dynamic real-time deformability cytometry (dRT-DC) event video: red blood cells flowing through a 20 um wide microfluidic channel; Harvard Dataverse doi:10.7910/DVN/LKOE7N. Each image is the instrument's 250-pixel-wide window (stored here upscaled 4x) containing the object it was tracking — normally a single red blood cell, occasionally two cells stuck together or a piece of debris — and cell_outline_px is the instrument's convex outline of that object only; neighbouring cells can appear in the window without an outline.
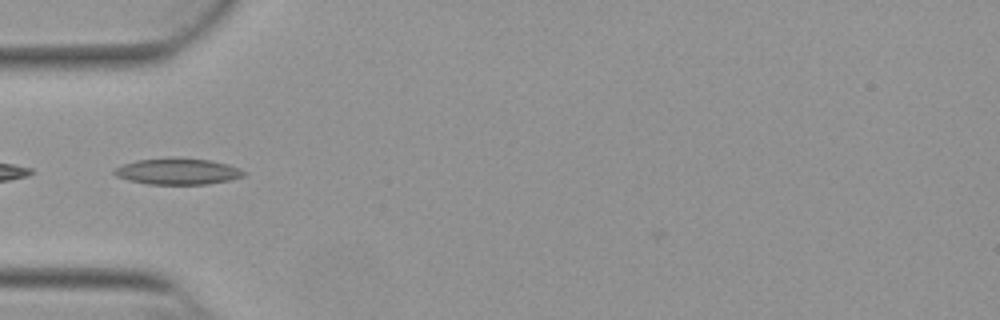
{"species": "Egyptian fruit bat (a non-hibernating species)", "species_latin": "Rousettus aegyptiacus", "temperature_condition": "warm", "stored_images_in_passage": 4, "camera_frame_rate_fps": 3000, "um_per_image_px": 0.085, "animal": {"sex": "female"}, "frame": {"image": 1, "passage_image": 2, "time_ms": 0.333, "image_size_px": [1000, 320], "cell_outline_px": [[244, 176], [228, 180], [208, 184], [148, 184], [128, 180], [116, 176], [112, 172], [120, 164], [136, 160], [176, 156], [208, 160], [228, 164], [244, 172]], "centroid_in_image_um": [15.03, 14.55], "position_along_channel_um": 70.0, "area_um2": 19.94}}